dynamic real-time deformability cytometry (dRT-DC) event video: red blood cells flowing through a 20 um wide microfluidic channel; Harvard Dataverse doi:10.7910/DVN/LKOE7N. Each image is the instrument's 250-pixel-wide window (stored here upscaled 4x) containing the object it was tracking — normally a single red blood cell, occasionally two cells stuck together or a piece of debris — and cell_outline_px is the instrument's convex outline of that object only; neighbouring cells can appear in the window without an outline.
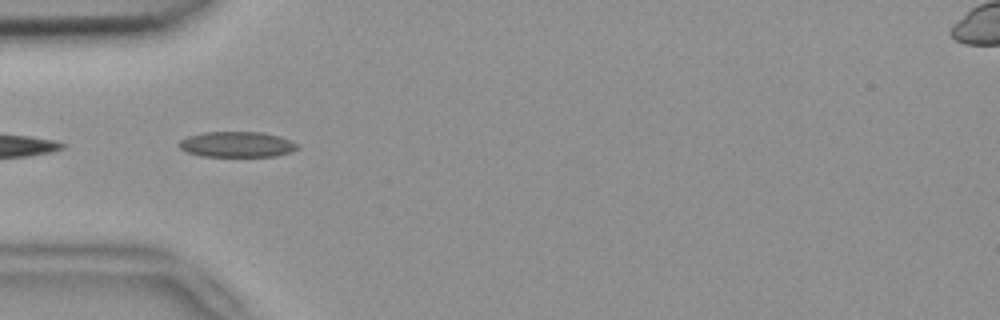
{"species": "common noctule bat (a hibernating species)", "species_latin": "Nyctalus noctula", "temperature_condition": "room temperature", "stored_images_in_passage": 6, "camera_frame_rate_fps": 3000, "um_per_image_px": 0.085, "animal": {"sex": "female", "body_mass_g": 18.4}, "frame": {"image": 1, "passage_image": 1, "time_ms": 0.0, "image_size_px": [1000, 320], "cell_outline_px": [[300, 148], [292, 152], [276, 156], [200, 156], [184, 152], [176, 144], [180, 140], [188, 136], [204, 132], [264, 132], [280, 136], [292, 140], [300, 144]], "centroid_in_image_um": [20.16, 12.27], "position_along_channel_um": 64.8, "area_um2": 18.03}}